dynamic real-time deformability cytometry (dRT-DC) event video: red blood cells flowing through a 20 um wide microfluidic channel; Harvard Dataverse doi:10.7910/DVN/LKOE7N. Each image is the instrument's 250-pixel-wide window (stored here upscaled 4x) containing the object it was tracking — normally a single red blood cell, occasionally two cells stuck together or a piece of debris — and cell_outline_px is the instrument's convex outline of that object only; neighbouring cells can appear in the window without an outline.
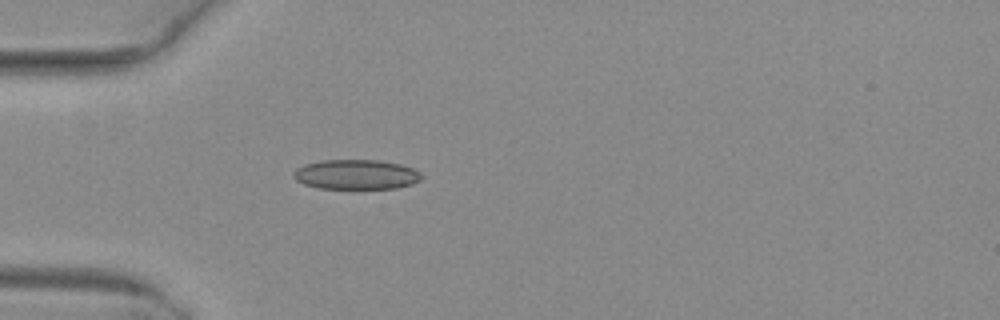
{"species": "common noctule bat (a hibernating species)", "species_latin": "Nyctalus noctula", "temperature_condition": "warm", "stored_images_in_passage": 4, "camera_frame_rate_fps": 3000, "um_per_image_px": 0.085, "animal": {"sex": "female", "body_mass_g": 29.2, "forearm_length_mm": 56.3}, "frame": {"image": 1, "passage_image": 4, "time_ms": 1.0, "image_size_px": [1000, 320], "cell_outline_px": [[424, 176], [420, 180], [412, 184], [396, 188], [320, 188], [304, 184], [296, 180], [292, 176], [292, 172], [296, 168], [304, 164], [324, 160], [380, 160], [400, 164], [412, 168], [420, 172]], "centroid_in_image_um": [30.27, 14.82], "position_along_channel_um": 54.7, "area_um2": 22.25}}